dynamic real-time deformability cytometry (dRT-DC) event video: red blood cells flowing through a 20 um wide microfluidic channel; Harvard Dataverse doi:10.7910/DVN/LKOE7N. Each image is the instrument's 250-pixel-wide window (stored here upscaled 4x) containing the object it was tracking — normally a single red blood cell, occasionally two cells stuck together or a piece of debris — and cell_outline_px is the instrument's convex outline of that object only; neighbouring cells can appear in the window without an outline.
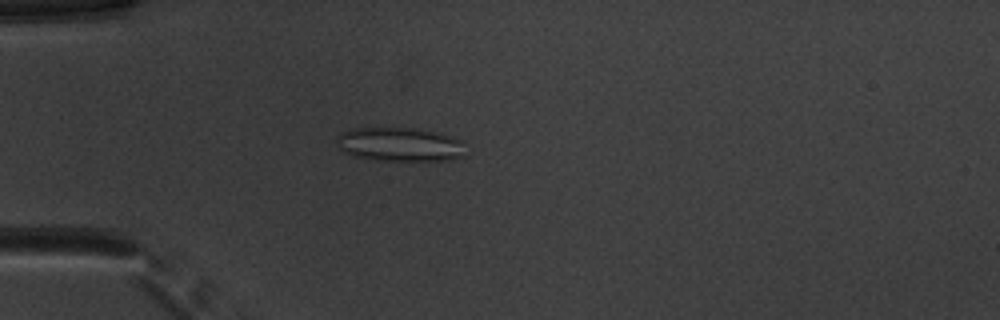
{"species": "common noctule bat (a hibernating species)", "species_latin": "Nyctalus noctula", "temperature_condition": "warm", "stored_images_in_passage": 51, "camera_frame_rate_fps": 3000, "um_per_image_px": 0.085, "animal": {"sex": "male", "body_mass_g": 20.1, "forearm_length_mm": 53.5}, "frame": {"image": 1, "passage_image": 15, "time_ms": 4.667, "image_size_px": [1000, 320], "cell_outline_px": [[464, 156], [452, 160], [376, 160], [352, 156], [344, 152], [336, 144], [336, 136], [340, 132], [352, 128], [416, 128], [436, 132], [464, 140]], "centroid_in_image_um": [33.97, 12.27], "position_along_channel_um": 51.0, "area_um2": 25.78}}
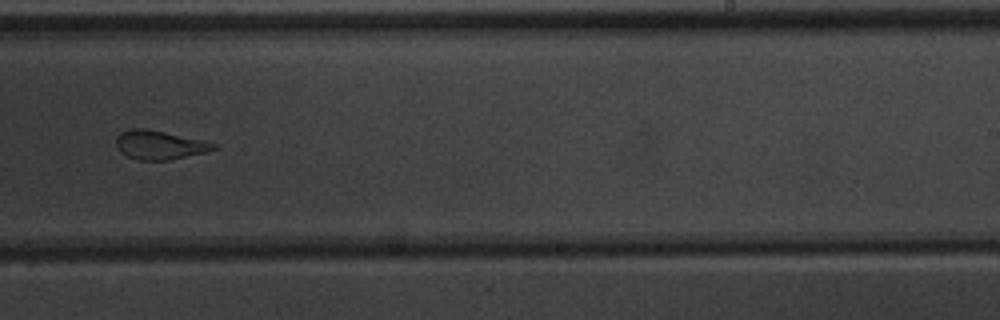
{"frame": {"image": 2, "passage_image": 33, "time_ms": 10.667, "image_size_px": [1000, 320], "cell_outline_px": [[220, 148], [208, 152], [168, 160], [136, 160], [120, 152], [116, 144], [116, 136], [120, 132], [132, 128], [148, 128], [204, 140], [216, 144]], "centroid_in_image_um": [13.58, 12.31], "position_along_channel_um": 275.4, "area_um2": 16.7}}
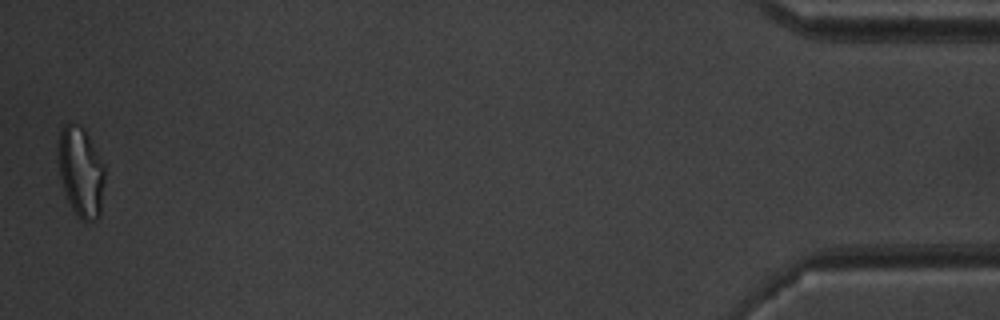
{"frame": {"image": 3, "passage_image": 51, "time_ms": 16.667, "image_size_px": [1000, 320], "cell_outline_px": [[104, 180], [100, 216], [96, 220], [80, 220], [76, 216], [68, 200], [60, 176], [56, 152], [60, 132], [64, 124], [80, 124], [84, 128], [104, 164]], "centroid_in_image_um": [6.86, 14.59], "position_along_channel_um": 428.3, "area_um2": 24.51}, "authors_computed_cell_mechanics": {"area_um2": 20.8658, "velocity_mm_per_s": 3.9778, "shape_relaxation_time_tau1_ms": null, "shape_relaxation_time_tau2_ms": 1.7369, "deformation_change_tau1": null, "deformation_change_tau2": 0.1129}}